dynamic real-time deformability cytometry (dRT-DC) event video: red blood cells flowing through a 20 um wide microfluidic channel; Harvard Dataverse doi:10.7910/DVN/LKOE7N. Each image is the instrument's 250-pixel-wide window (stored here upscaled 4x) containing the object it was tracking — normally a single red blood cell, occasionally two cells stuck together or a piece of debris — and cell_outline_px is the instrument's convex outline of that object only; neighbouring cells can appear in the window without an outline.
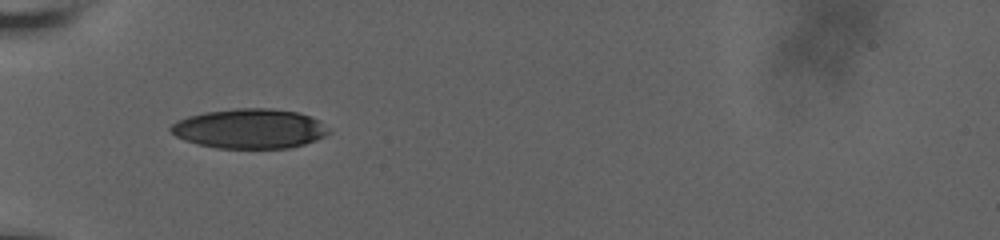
{"species": "human", "species_latin": "Homo sapiens", "temperature_condition": "room temperature", "stored_images_in_passage": 39, "camera_frame_rate_fps": 3000, "um_per_image_px": 0.085, "donor": {"sex": "male"}, "frame": {"image": 1, "passage_image": 1, "time_ms": 0.0, "image_size_px": [1000, 240], "cell_outline_px": [[328, 132], [324, 136], [316, 140], [304, 144], [288, 148], [220, 148], [200, 144], [184, 140], [176, 136], [168, 128], [172, 124], [188, 116], [208, 112], [240, 108], [268, 108], [296, 112], [308, 116], [316, 120]], "centroid_in_image_um": [21.18, 10.94], "position_along_channel_um": 63.8, "area_um2": 35.72}}
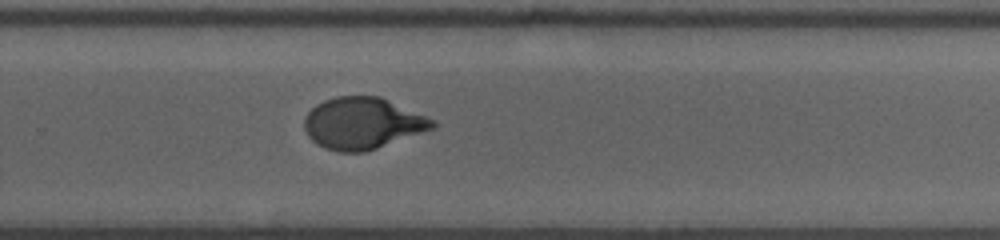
{"frame": {"image": 2, "passage_image": 21, "time_ms": 6.667, "image_size_px": [1000, 240], "cell_outline_px": [[436, 124], [432, 128], [376, 148], [364, 152], [340, 152], [324, 148], [316, 144], [308, 136], [304, 128], [304, 120], [308, 112], [316, 104], [324, 100], [336, 96], [380, 96], [424, 116], [432, 120]], "centroid_in_image_um": [30.74, 10.48], "position_along_channel_um": 299.1, "area_um2": 37.97}}
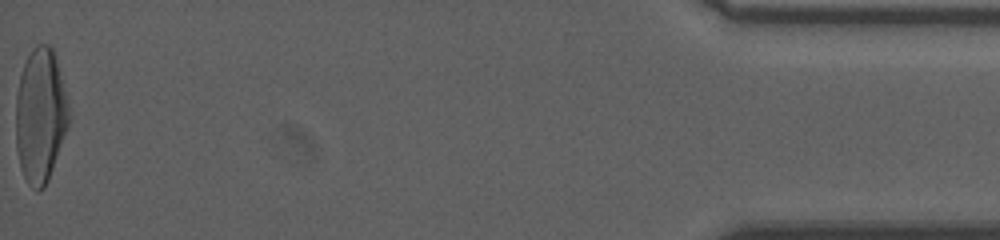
{"frame": {"image": 3, "passage_image": 39, "time_ms": 12.667, "image_size_px": [1000, 240], "cell_outline_px": [[68, 124], [48, 180], [44, 188], [36, 192], [28, 184], [20, 168], [16, 148], [16, 96], [20, 76], [24, 64], [32, 48], [36, 44], [48, 44], [52, 48], [56, 60], [68, 108]], "centroid_in_image_um": [3.39, 9.85], "position_along_channel_um": 431.8, "area_um2": 40.81}, "authors_computed_cell_mechanics": {"area_um2": 38.0902, "velocity_mm_per_s": 3.6436, "shape_relaxation_time_tau1_ms": 5.9448, "shape_relaxation_time_tau2_ms": null, "deformation_change_tau1": 0.2359, "deformation_change_tau2": null}}